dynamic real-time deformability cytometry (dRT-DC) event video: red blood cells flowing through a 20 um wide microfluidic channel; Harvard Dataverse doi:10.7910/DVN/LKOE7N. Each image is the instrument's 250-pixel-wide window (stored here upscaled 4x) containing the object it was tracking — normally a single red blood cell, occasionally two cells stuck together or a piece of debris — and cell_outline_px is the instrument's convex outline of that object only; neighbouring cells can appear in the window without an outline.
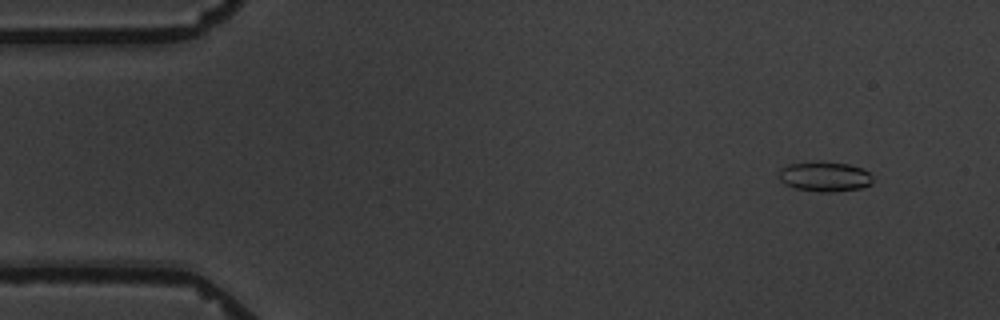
{"species": "common noctule bat (a hibernating species)", "species_latin": "Nyctalus noctula", "temperature_condition": "warm", "stored_images_in_passage": 7, "camera_frame_rate_fps": 3000, "um_per_image_px": 0.085, "animal": {"sex": "male", "body_mass_g": 19.5, "forearm_length_mm": 54.6}, "frame": {"image": 1, "passage_image": 1, "time_ms": 0.0, "image_size_px": [1000, 320], "cell_outline_px": [[872, 184], [860, 188], [832, 192], [820, 192], [796, 188], [784, 184], [780, 180], [780, 168], [788, 164], [816, 160], [824, 160], [848, 164], [864, 168], [872, 176]], "centroid_in_image_um": [70.1, 14.98], "position_along_channel_um": 14.9, "area_um2": 16.7}}
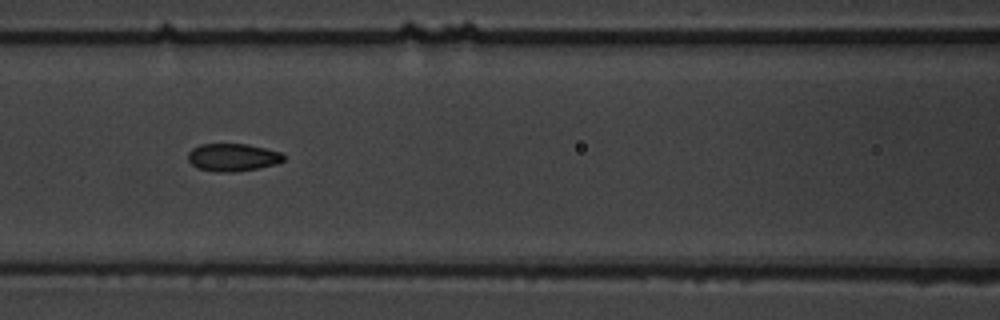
{"frame": {"image": 2, "passage_image": 6, "time_ms": 6.667, "image_size_px": [1000, 320], "cell_outline_px": [[284, 160], [276, 164], [256, 168], [232, 172], [216, 172], [196, 168], [188, 160], [188, 152], [192, 148], [200, 144], [248, 144], [280, 152], [284, 156]], "centroid_in_image_um": [19.74, 13.37], "position_along_channel_um": 146.9, "area_um2": 15.37}}
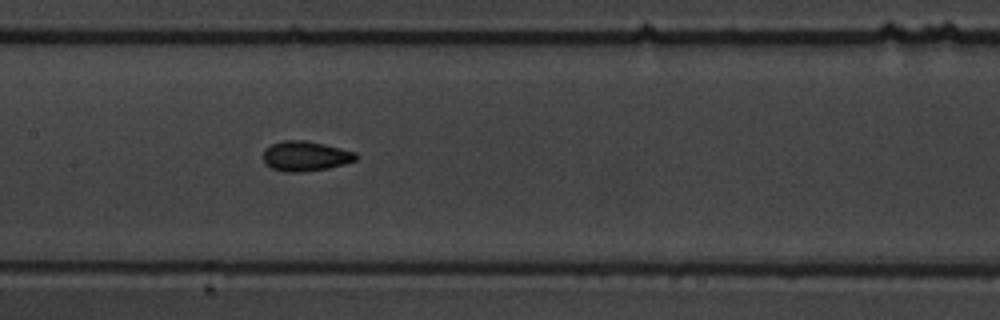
{"frame": {"image": 3, "passage_image": 7, "time_ms": 7.667, "image_size_px": [1000, 320], "cell_outline_px": [[360, 156], [356, 160], [344, 164], [328, 168], [304, 172], [284, 172], [272, 168], [264, 164], [264, 148], [272, 144], [284, 140], [304, 140], [324, 144], [356, 152]], "centroid_in_image_um": [25.97, 13.27], "position_along_channel_um": 181.4, "area_um2": 16.3}}